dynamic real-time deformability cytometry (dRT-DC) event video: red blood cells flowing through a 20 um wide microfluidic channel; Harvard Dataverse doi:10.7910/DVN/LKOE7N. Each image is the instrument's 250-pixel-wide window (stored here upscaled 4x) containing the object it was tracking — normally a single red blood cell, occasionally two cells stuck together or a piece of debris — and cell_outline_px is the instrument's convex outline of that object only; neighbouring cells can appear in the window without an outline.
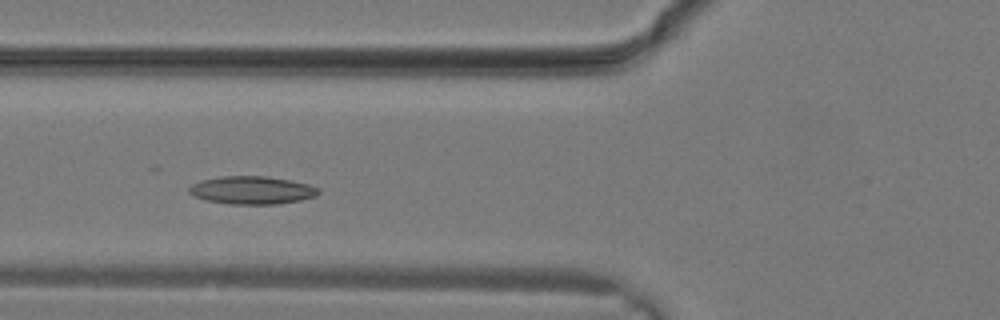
{"species": "common noctule bat (a hibernating species)", "species_latin": "Nyctalus noctula", "temperature_condition": "warm", "stored_images_in_passage": 25, "camera_frame_rate_fps": 3000, "um_per_image_px": 0.085, "animal": {"sex": "male", "body_mass_g": 19.2, "forearm_length_mm": 51.8}, "frame": {"image": 1, "passage_image": 7, "time_ms": 2.0, "image_size_px": [1000, 320], "cell_outline_px": [[320, 192], [316, 196], [300, 200], [276, 204], [228, 204], [208, 200], [196, 196], [188, 192], [188, 188], [192, 184], [200, 180], [220, 176], [264, 176], [292, 180], [308, 184], [320, 188]], "centroid_in_image_um": [21.43, 16.16], "position_along_channel_um": 104.4, "area_um2": 21.1}}
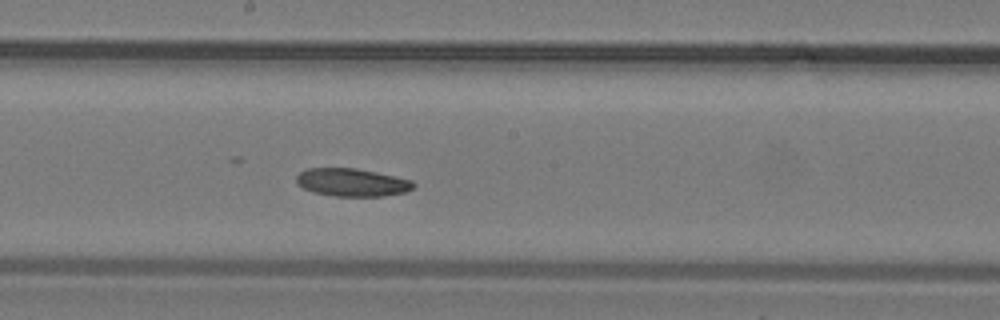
{"frame": {"image": 2, "passage_image": 12, "time_ms": 3.667, "image_size_px": [1000, 320], "cell_outline_px": [[416, 184], [412, 188], [404, 192], [384, 196], [332, 196], [312, 192], [296, 184], [296, 176], [300, 172], [308, 168], [356, 168], [376, 172], [412, 180]], "centroid_in_image_um": [29.89, 15.5], "position_along_channel_um": 218.3, "area_um2": 19.07}}
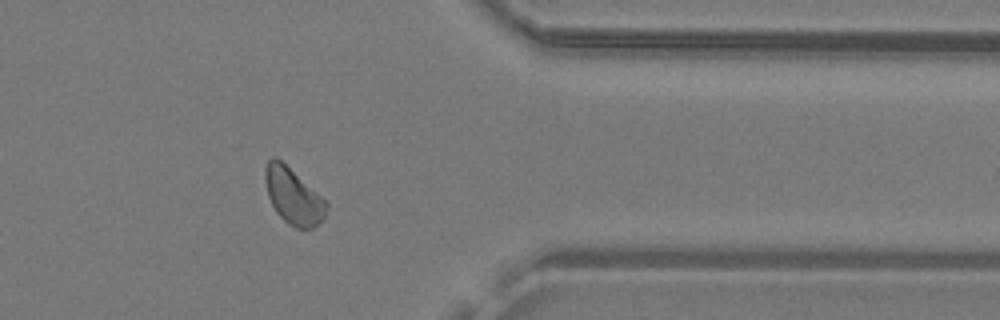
{"frame": {"image": 3, "passage_image": 20, "time_ms": 6.333, "image_size_px": [1000, 320], "cell_outline_px": [[328, 204], [324, 220], [320, 224], [312, 228], [296, 228], [288, 224], [276, 212], [268, 196], [264, 180], [264, 168], [268, 160], [272, 156], [276, 156], [320, 196]], "centroid_in_image_um": [24.9, 16.69], "position_along_channel_um": 386.5, "area_um2": 19.83}}